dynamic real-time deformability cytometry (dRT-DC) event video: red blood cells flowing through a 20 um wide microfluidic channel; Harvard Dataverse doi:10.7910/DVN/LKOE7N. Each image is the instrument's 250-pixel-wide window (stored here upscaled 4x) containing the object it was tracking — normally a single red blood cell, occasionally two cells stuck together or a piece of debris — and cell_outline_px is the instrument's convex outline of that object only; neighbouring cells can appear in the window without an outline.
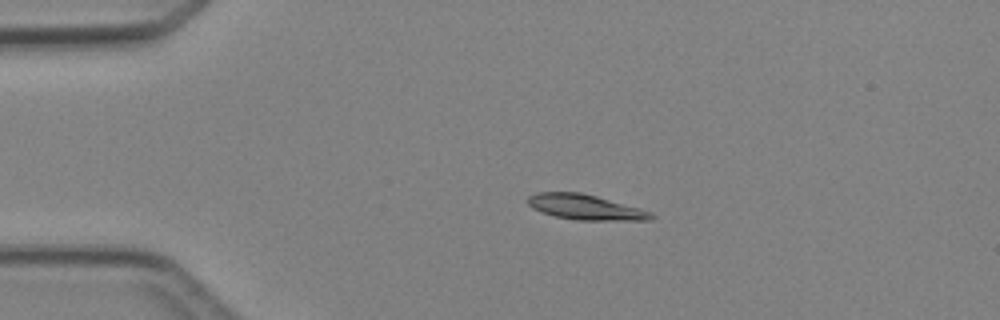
{"species": "Egyptian fruit bat (a non-hibernating species)", "species_latin": "Rousettus aegyptiacus", "temperature_condition": "cold", "stored_images_in_passage": 2, "camera_frame_rate_fps": 3000, "um_per_image_px": 0.085, "animal": {"sex": "female"}, "frame": {"image": 1, "passage_image": 1, "time_ms": 0.0, "image_size_px": [1000, 320], "cell_outline_px": [[656, 216], [652, 220], [576, 220], [556, 216], [540, 212], [532, 208], [528, 204], [528, 196], [536, 192], [580, 192], [596, 196], [640, 208], [652, 212]], "centroid_in_image_um": [49.76, 17.61], "position_along_channel_um": 35.2, "area_um2": 18.15}}